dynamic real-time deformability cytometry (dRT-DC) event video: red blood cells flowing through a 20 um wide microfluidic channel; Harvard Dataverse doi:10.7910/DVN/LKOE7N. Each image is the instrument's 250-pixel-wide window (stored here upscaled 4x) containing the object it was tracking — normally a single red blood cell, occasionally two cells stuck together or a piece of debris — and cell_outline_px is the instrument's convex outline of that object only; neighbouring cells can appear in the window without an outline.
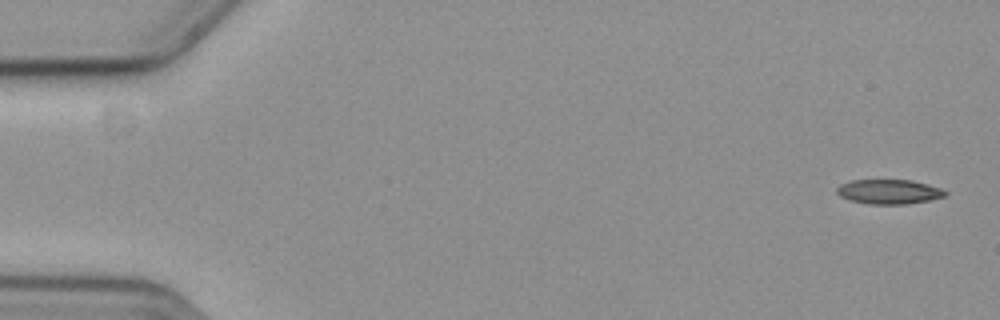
{"species": "common noctule bat (a hibernating species)", "species_latin": "Nyctalus noctula", "temperature_condition": "cold", "stored_images_in_passage": 54, "camera_frame_rate_fps": 3000, "um_per_image_px": 0.085, "animal": {"sex": "female", "body_mass_g": 19.3, "forearm_length_mm": 54.1}, "frame": {"image": 1, "passage_image": 1, "time_ms": 0.0, "image_size_px": [1000, 320], "cell_outline_px": [[948, 192], [944, 196], [928, 200], [908, 204], [868, 204], [848, 200], [840, 196], [836, 192], [836, 188], [840, 184], [852, 180], [912, 180], [928, 184], [940, 188]], "centroid_in_image_um": [75.53, 16.29], "position_along_channel_um": 9.5, "area_um2": 15.55}}
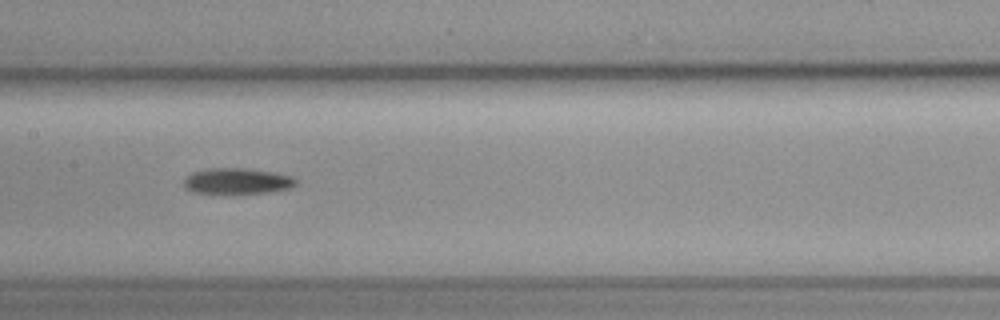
{"frame": {"image": 2, "passage_image": 28, "time_ms": 9.0, "image_size_px": [1000, 320], "cell_outline_px": [[296, 184], [292, 188], [268, 192], [228, 196], [192, 192], [184, 188], [184, 180], [192, 172], [208, 168], [248, 168], [276, 172], [292, 176], [296, 180]], "centroid_in_image_um": [20.14, 15.43], "position_along_channel_um": 187.3, "area_um2": 17.8}}
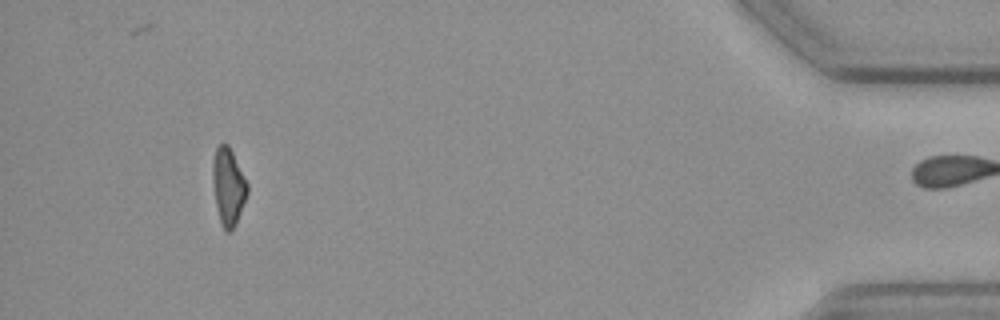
{"frame": {"image": 3, "passage_image": 53, "time_ms": 17.333, "image_size_px": [1000, 320], "cell_outline_px": [[248, 192], [232, 232], [224, 232], [220, 220], [216, 204], [212, 180], [212, 160], [216, 148], [220, 144], [228, 144], [248, 184]], "centroid_in_image_um": [19.39, 15.86], "position_along_channel_um": 415.8, "area_um2": 15.43}, "authors_computed_cell_mechanics": {"area_um2": 16.6175, "velocity_mm_per_s": 3.6121, "shape_relaxation_time_tau1_ms": 4.5839, "shape_relaxation_time_tau2_ms": null, "deformation_change_tau1": 0.1661, "deformation_change_tau2": null}}